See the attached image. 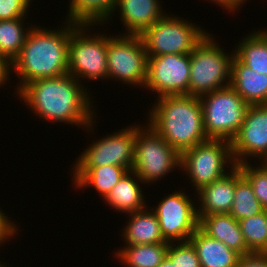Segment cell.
<instances>
[{"label":"cell","mask_w":267,"mask_h":267,"mask_svg":"<svg viewBox=\"0 0 267 267\" xmlns=\"http://www.w3.org/2000/svg\"><path fill=\"white\" fill-rule=\"evenodd\" d=\"M26 19L0 20V55L10 64L20 54L27 34L35 24L25 23Z\"/></svg>","instance_id":"484cf974"},{"label":"cell","mask_w":267,"mask_h":267,"mask_svg":"<svg viewBox=\"0 0 267 267\" xmlns=\"http://www.w3.org/2000/svg\"><path fill=\"white\" fill-rule=\"evenodd\" d=\"M265 208L255 196L250 182L242 175L238 165H235V194L229 214L235 220L253 217Z\"/></svg>","instance_id":"4316f807"},{"label":"cell","mask_w":267,"mask_h":267,"mask_svg":"<svg viewBox=\"0 0 267 267\" xmlns=\"http://www.w3.org/2000/svg\"><path fill=\"white\" fill-rule=\"evenodd\" d=\"M12 74H11V64L3 57L0 55V88L5 85H7L9 82L10 85V80Z\"/></svg>","instance_id":"e575fe53"},{"label":"cell","mask_w":267,"mask_h":267,"mask_svg":"<svg viewBox=\"0 0 267 267\" xmlns=\"http://www.w3.org/2000/svg\"><path fill=\"white\" fill-rule=\"evenodd\" d=\"M168 246L169 243L123 246L113 254L124 267H158L167 255Z\"/></svg>","instance_id":"d4e9b609"},{"label":"cell","mask_w":267,"mask_h":267,"mask_svg":"<svg viewBox=\"0 0 267 267\" xmlns=\"http://www.w3.org/2000/svg\"><path fill=\"white\" fill-rule=\"evenodd\" d=\"M87 89L90 88L85 83L67 73L61 77L33 80L25 84L16 96L38 119L70 124L92 134L98 118L97 106H93L92 93Z\"/></svg>","instance_id":"6da1fadb"},{"label":"cell","mask_w":267,"mask_h":267,"mask_svg":"<svg viewBox=\"0 0 267 267\" xmlns=\"http://www.w3.org/2000/svg\"><path fill=\"white\" fill-rule=\"evenodd\" d=\"M108 78L143 88L147 80L148 56L140 36L113 35L107 41Z\"/></svg>","instance_id":"30bf717a"},{"label":"cell","mask_w":267,"mask_h":267,"mask_svg":"<svg viewBox=\"0 0 267 267\" xmlns=\"http://www.w3.org/2000/svg\"><path fill=\"white\" fill-rule=\"evenodd\" d=\"M190 54L148 57L147 80L143 88L162 96L189 95Z\"/></svg>","instance_id":"4fadbf2b"},{"label":"cell","mask_w":267,"mask_h":267,"mask_svg":"<svg viewBox=\"0 0 267 267\" xmlns=\"http://www.w3.org/2000/svg\"><path fill=\"white\" fill-rule=\"evenodd\" d=\"M143 184L134 171H128L103 199L104 203L124 215L143 210L149 207L142 192Z\"/></svg>","instance_id":"ffe728a7"},{"label":"cell","mask_w":267,"mask_h":267,"mask_svg":"<svg viewBox=\"0 0 267 267\" xmlns=\"http://www.w3.org/2000/svg\"><path fill=\"white\" fill-rule=\"evenodd\" d=\"M160 0H117L112 18L119 13L123 23L122 35L141 36L166 14ZM121 17V18H120Z\"/></svg>","instance_id":"9a60e30c"},{"label":"cell","mask_w":267,"mask_h":267,"mask_svg":"<svg viewBox=\"0 0 267 267\" xmlns=\"http://www.w3.org/2000/svg\"><path fill=\"white\" fill-rule=\"evenodd\" d=\"M72 185L77 190L93 188L103 199L113 187L126 175L125 167L105 165L101 167H71ZM73 174V176H72ZM84 188V189H83Z\"/></svg>","instance_id":"ac0fdd59"},{"label":"cell","mask_w":267,"mask_h":267,"mask_svg":"<svg viewBox=\"0 0 267 267\" xmlns=\"http://www.w3.org/2000/svg\"><path fill=\"white\" fill-rule=\"evenodd\" d=\"M34 0H0V20L28 18Z\"/></svg>","instance_id":"4dcf8cb0"},{"label":"cell","mask_w":267,"mask_h":267,"mask_svg":"<svg viewBox=\"0 0 267 267\" xmlns=\"http://www.w3.org/2000/svg\"><path fill=\"white\" fill-rule=\"evenodd\" d=\"M234 166L231 141L224 139H209L181 153L180 172L189 179L194 192L221 178Z\"/></svg>","instance_id":"52a82bcc"},{"label":"cell","mask_w":267,"mask_h":267,"mask_svg":"<svg viewBox=\"0 0 267 267\" xmlns=\"http://www.w3.org/2000/svg\"><path fill=\"white\" fill-rule=\"evenodd\" d=\"M62 23L61 28L59 25L55 29L40 26V23L33 25L20 54L11 62V73L18 77L14 94L33 80L68 73L70 34L79 25L66 20Z\"/></svg>","instance_id":"7a4b0ae2"},{"label":"cell","mask_w":267,"mask_h":267,"mask_svg":"<svg viewBox=\"0 0 267 267\" xmlns=\"http://www.w3.org/2000/svg\"><path fill=\"white\" fill-rule=\"evenodd\" d=\"M201 267H236L241 255L219 240L205 234L199 227L190 237Z\"/></svg>","instance_id":"7402d4cb"},{"label":"cell","mask_w":267,"mask_h":267,"mask_svg":"<svg viewBox=\"0 0 267 267\" xmlns=\"http://www.w3.org/2000/svg\"><path fill=\"white\" fill-rule=\"evenodd\" d=\"M184 190L168 193L156 205L149 206L156 214L167 242L187 241L198 228L196 198L192 200L194 194L190 197Z\"/></svg>","instance_id":"7c38bea8"},{"label":"cell","mask_w":267,"mask_h":267,"mask_svg":"<svg viewBox=\"0 0 267 267\" xmlns=\"http://www.w3.org/2000/svg\"><path fill=\"white\" fill-rule=\"evenodd\" d=\"M235 46L234 56L239 61L252 70L267 75V34L263 29L257 28V31L244 35Z\"/></svg>","instance_id":"cb8c5ba5"},{"label":"cell","mask_w":267,"mask_h":267,"mask_svg":"<svg viewBox=\"0 0 267 267\" xmlns=\"http://www.w3.org/2000/svg\"><path fill=\"white\" fill-rule=\"evenodd\" d=\"M212 36L208 32L190 53L189 96L200 98L230 86L234 50L226 52Z\"/></svg>","instance_id":"277c9868"},{"label":"cell","mask_w":267,"mask_h":267,"mask_svg":"<svg viewBox=\"0 0 267 267\" xmlns=\"http://www.w3.org/2000/svg\"><path fill=\"white\" fill-rule=\"evenodd\" d=\"M19 228L18 224L13 219L11 220L10 216L8 217L0 208V248L1 245L4 246L5 243L11 242L12 238L15 239V236L19 237L21 231Z\"/></svg>","instance_id":"1f68e13d"},{"label":"cell","mask_w":267,"mask_h":267,"mask_svg":"<svg viewBox=\"0 0 267 267\" xmlns=\"http://www.w3.org/2000/svg\"><path fill=\"white\" fill-rule=\"evenodd\" d=\"M243 5L247 2V0H239Z\"/></svg>","instance_id":"74e56055"},{"label":"cell","mask_w":267,"mask_h":267,"mask_svg":"<svg viewBox=\"0 0 267 267\" xmlns=\"http://www.w3.org/2000/svg\"><path fill=\"white\" fill-rule=\"evenodd\" d=\"M238 166L242 175L250 182L258 201L267 209V162H248Z\"/></svg>","instance_id":"f1b7e54d"},{"label":"cell","mask_w":267,"mask_h":267,"mask_svg":"<svg viewBox=\"0 0 267 267\" xmlns=\"http://www.w3.org/2000/svg\"><path fill=\"white\" fill-rule=\"evenodd\" d=\"M142 125L132 123L123 129L93 138L92 143L77 156L72 167H101L115 165L132 170L135 152L136 130Z\"/></svg>","instance_id":"8fae6325"},{"label":"cell","mask_w":267,"mask_h":267,"mask_svg":"<svg viewBox=\"0 0 267 267\" xmlns=\"http://www.w3.org/2000/svg\"><path fill=\"white\" fill-rule=\"evenodd\" d=\"M190 21V22H189ZM204 29V30H203ZM208 31L181 16L166 13L140 37L147 56L190 54Z\"/></svg>","instance_id":"ba28073f"},{"label":"cell","mask_w":267,"mask_h":267,"mask_svg":"<svg viewBox=\"0 0 267 267\" xmlns=\"http://www.w3.org/2000/svg\"><path fill=\"white\" fill-rule=\"evenodd\" d=\"M0 267H9V262L8 264H6L5 262L3 263V261L2 262L0 261ZM10 267L12 266L10 265Z\"/></svg>","instance_id":"8d00e7d4"},{"label":"cell","mask_w":267,"mask_h":267,"mask_svg":"<svg viewBox=\"0 0 267 267\" xmlns=\"http://www.w3.org/2000/svg\"><path fill=\"white\" fill-rule=\"evenodd\" d=\"M194 194L197 215L229 214L234 202L235 166L224 176Z\"/></svg>","instance_id":"2e32d148"},{"label":"cell","mask_w":267,"mask_h":267,"mask_svg":"<svg viewBox=\"0 0 267 267\" xmlns=\"http://www.w3.org/2000/svg\"><path fill=\"white\" fill-rule=\"evenodd\" d=\"M180 165L181 154L150 125L143 122L136 130L132 171L147 184L145 187L157 183L176 169L180 171Z\"/></svg>","instance_id":"5b68a950"},{"label":"cell","mask_w":267,"mask_h":267,"mask_svg":"<svg viewBox=\"0 0 267 267\" xmlns=\"http://www.w3.org/2000/svg\"><path fill=\"white\" fill-rule=\"evenodd\" d=\"M147 123L180 154L209 138L204 130L200 99L189 95L155 98Z\"/></svg>","instance_id":"3957f363"},{"label":"cell","mask_w":267,"mask_h":267,"mask_svg":"<svg viewBox=\"0 0 267 267\" xmlns=\"http://www.w3.org/2000/svg\"><path fill=\"white\" fill-rule=\"evenodd\" d=\"M230 86L248 105L267 104V75L252 70L235 56L232 59Z\"/></svg>","instance_id":"44dd1931"},{"label":"cell","mask_w":267,"mask_h":267,"mask_svg":"<svg viewBox=\"0 0 267 267\" xmlns=\"http://www.w3.org/2000/svg\"><path fill=\"white\" fill-rule=\"evenodd\" d=\"M199 99L207 137L231 141L242 126L249 105L231 86Z\"/></svg>","instance_id":"9c48e42d"},{"label":"cell","mask_w":267,"mask_h":267,"mask_svg":"<svg viewBox=\"0 0 267 267\" xmlns=\"http://www.w3.org/2000/svg\"><path fill=\"white\" fill-rule=\"evenodd\" d=\"M243 238L251 253H267L266 210L246 219L239 220Z\"/></svg>","instance_id":"83f0119b"},{"label":"cell","mask_w":267,"mask_h":267,"mask_svg":"<svg viewBox=\"0 0 267 267\" xmlns=\"http://www.w3.org/2000/svg\"><path fill=\"white\" fill-rule=\"evenodd\" d=\"M167 256L176 262L178 267H201L196 250L189 240L170 242Z\"/></svg>","instance_id":"f546056e"},{"label":"cell","mask_w":267,"mask_h":267,"mask_svg":"<svg viewBox=\"0 0 267 267\" xmlns=\"http://www.w3.org/2000/svg\"><path fill=\"white\" fill-rule=\"evenodd\" d=\"M207 2L214 3L218 6L221 7L223 11H228L227 13L233 16V14H236L238 12L237 10L240 11V9L243 7V4L239 0H206Z\"/></svg>","instance_id":"836d02e7"},{"label":"cell","mask_w":267,"mask_h":267,"mask_svg":"<svg viewBox=\"0 0 267 267\" xmlns=\"http://www.w3.org/2000/svg\"><path fill=\"white\" fill-rule=\"evenodd\" d=\"M65 20L78 25L110 24L117 0H69ZM109 21V22H108Z\"/></svg>","instance_id":"603a6c76"},{"label":"cell","mask_w":267,"mask_h":267,"mask_svg":"<svg viewBox=\"0 0 267 267\" xmlns=\"http://www.w3.org/2000/svg\"><path fill=\"white\" fill-rule=\"evenodd\" d=\"M198 227L208 236L219 240L241 256L250 254L238 220L230 214L197 215Z\"/></svg>","instance_id":"d6986e66"},{"label":"cell","mask_w":267,"mask_h":267,"mask_svg":"<svg viewBox=\"0 0 267 267\" xmlns=\"http://www.w3.org/2000/svg\"><path fill=\"white\" fill-rule=\"evenodd\" d=\"M231 153L235 165L258 159L259 163L267 162V104L249 105L242 126L231 140Z\"/></svg>","instance_id":"5bb4252c"},{"label":"cell","mask_w":267,"mask_h":267,"mask_svg":"<svg viewBox=\"0 0 267 267\" xmlns=\"http://www.w3.org/2000/svg\"><path fill=\"white\" fill-rule=\"evenodd\" d=\"M236 267H267V253H250L241 256Z\"/></svg>","instance_id":"d6a6232c"},{"label":"cell","mask_w":267,"mask_h":267,"mask_svg":"<svg viewBox=\"0 0 267 267\" xmlns=\"http://www.w3.org/2000/svg\"><path fill=\"white\" fill-rule=\"evenodd\" d=\"M126 215L128 222L125 221V227L123 225V229L119 231L124 246L170 243L164 239L156 214L150 207Z\"/></svg>","instance_id":"e0dca14e"},{"label":"cell","mask_w":267,"mask_h":267,"mask_svg":"<svg viewBox=\"0 0 267 267\" xmlns=\"http://www.w3.org/2000/svg\"><path fill=\"white\" fill-rule=\"evenodd\" d=\"M158 267H178L176 262H173L167 255L162 260Z\"/></svg>","instance_id":"d590c367"},{"label":"cell","mask_w":267,"mask_h":267,"mask_svg":"<svg viewBox=\"0 0 267 267\" xmlns=\"http://www.w3.org/2000/svg\"><path fill=\"white\" fill-rule=\"evenodd\" d=\"M96 27L97 25H79L70 34L68 73L81 83L87 80L107 81L108 78V35L105 32L98 33L99 30L94 32ZM92 29L94 33L90 31Z\"/></svg>","instance_id":"8992f818"},{"label":"cell","mask_w":267,"mask_h":267,"mask_svg":"<svg viewBox=\"0 0 267 267\" xmlns=\"http://www.w3.org/2000/svg\"><path fill=\"white\" fill-rule=\"evenodd\" d=\"M263 31L267 34V28L264 27L263 28Z\"/></svg>","instance_id":"f35d334b"}]
</instances>
